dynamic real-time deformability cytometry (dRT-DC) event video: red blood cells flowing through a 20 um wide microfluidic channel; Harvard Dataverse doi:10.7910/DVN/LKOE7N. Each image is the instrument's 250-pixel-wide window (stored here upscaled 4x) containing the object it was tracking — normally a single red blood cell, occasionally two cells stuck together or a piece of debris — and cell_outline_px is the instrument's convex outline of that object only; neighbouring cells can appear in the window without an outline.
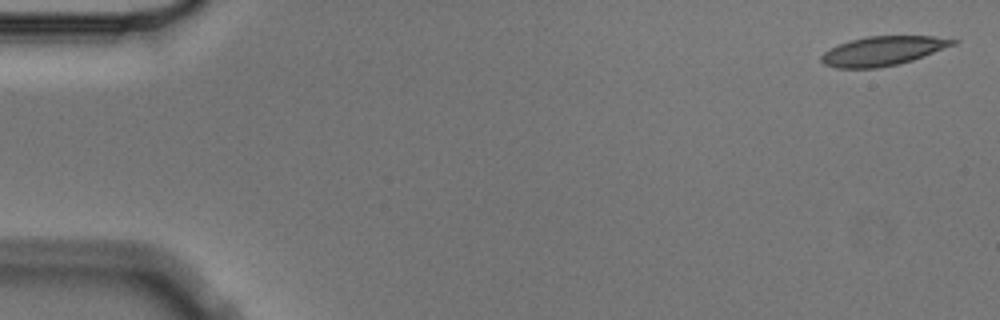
{"species": "Egyptian fruit bat (a non-hibernating species)", "species_latin": "Rousettus aegyptiacus", "temperature_condition": "cold", "stored_images_in_passage": 3, "camera_frame_rate_fps": 3000, "um_per_image_px": 0.085, "animal": {"sex": "male"}, "frame": {"image": 1, "passage_image": 1, "time_ms": 0.0, "image_size_px": [1000, 320], "cell_outline_px": [[960, 40], [956, 44], [912, 60], [896, 64], [876, 68], [836, 68], [824, 64], [820, 60], [820, 56], [824, 52], [848, 40], [868, 36], [932, 36]], "centroid_in_image_um": [75.03, 4.32], "position_along_channel_um": 10.0, "area_um2": 22.25}}